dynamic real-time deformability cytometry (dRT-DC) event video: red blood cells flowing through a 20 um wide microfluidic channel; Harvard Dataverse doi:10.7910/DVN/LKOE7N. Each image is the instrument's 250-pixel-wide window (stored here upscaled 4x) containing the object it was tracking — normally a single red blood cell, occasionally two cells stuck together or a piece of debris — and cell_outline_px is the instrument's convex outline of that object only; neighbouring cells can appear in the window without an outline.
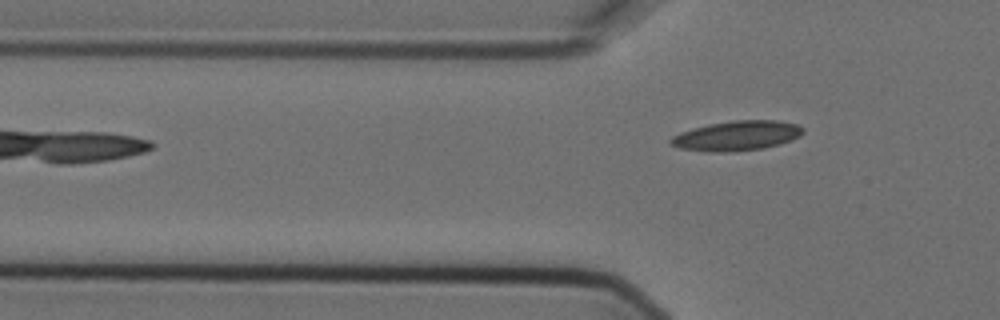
{"species": "Egyptian fruit bat (a non-hibernating species)", "species_latin": "Rousettus aegyptiacus", "temperature_condition": "cold", "stored_images_in_passage": 4, "camera_frame_rate_fps": 3000, "um_per_image_px": 0.085, "animal": {"sex": "female"}, "frame": {"image": 1, "passage_image": 4, "time_ms": 1.0, "image_size_px": [1000, 320], "cell_outline_px": [[804, 132], [800, 136], [792, 140], [780, 144], [764, 148], [724, 152], [712, 152], [680, 148], [672, 144], [668, 140], [672, 136], [680, 132], [708, 124], [732, 120], [776, 120], [796, 124], [804, 128]], "centroid_in_image_um": [62.65, 11.53], "position_along_channel_um": 63.2, "area_um2": 22.95}}